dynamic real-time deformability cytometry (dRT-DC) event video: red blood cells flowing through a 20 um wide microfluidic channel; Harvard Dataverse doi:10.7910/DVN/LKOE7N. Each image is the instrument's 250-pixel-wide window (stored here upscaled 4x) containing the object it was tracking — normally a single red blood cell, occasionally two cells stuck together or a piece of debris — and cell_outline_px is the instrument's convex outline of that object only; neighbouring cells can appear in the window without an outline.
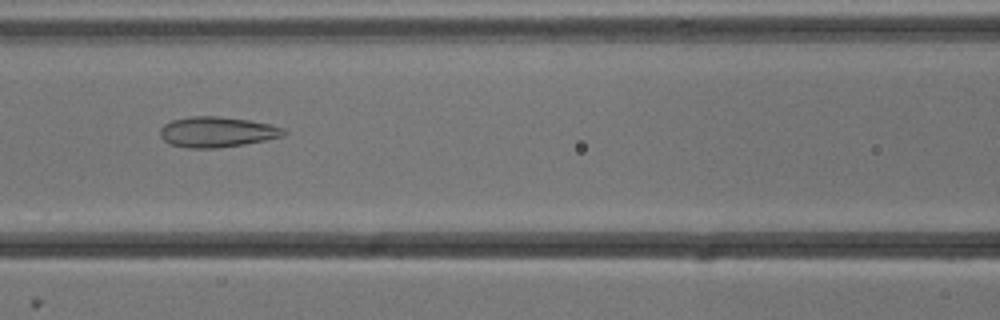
{"species": "common noctule bat (a hibernating species)", "species_latin": "Nyctalus noctula", "temperature_condition": "cold", "stored_images_in_passage": 53, "camera_frame_rate_fps": 3000, "um_per_image_px": 0.085, "animal": {"sex": "male", "body_mass_g": 13.3}, "frame": {"image": 1, "passage_image": 23, "time_ms": 7.333, "image_size_px": [1000, 320], "cell_outline_px": [[288, 132], [284, 136], [244, 144], [216, 148], [188, 148], [168, 144], [160, 136], [160, 128], [164, 124], [172, 120], [192, 116], [220, 116], [248, 120], [272, 124], [284, 128]], "centroid_in_image_um": [18.45, 11.21], "position_along_channel_um": 148.2, "area_um2": 22.08}}
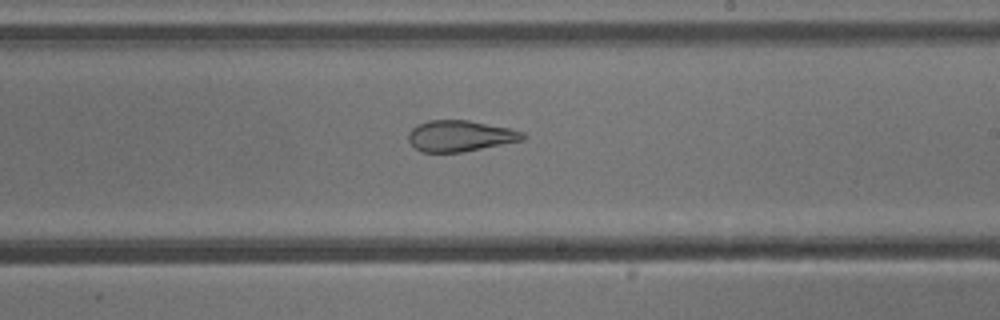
{"frame": {"image": 2, "passage_image": 31, "time_ms": 10.0, "image_size_px": [1000, 320], "cell_outline_px": [[528, 136], [524, 140], [464, 152], [420, 152], [408, 140], [408, 132], [416, 124], [428, 120], [468, 120], [508, 128], [524, 132]], "centroid_in_image_um": [39.11, 11.55], "position_along_channel_um": 249.9, "area_um2": 20.87}}
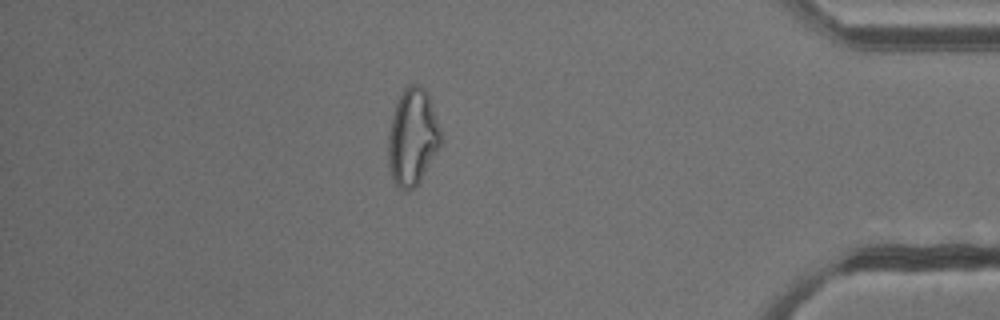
{"frame": {"image": 3, "passage_image": 46, "time_ms": 15.0, "image_size_px": [1000, 320], "cell_outline_px": [[444, 140], [440, 148], [420, 180], [408, 192], [404, 192], [396, 184], [392, 176], [388, 164], [388, 136], [392, 116], [396, 104], [404, 88], [408, 84], [420, 84], [424, 88], [428, 96], [440, 128]], "centroid_in_image_um": [35.08, 11.66], "position_along_channel_um": 400.1, "area_um2": 29.65}, "authors_computed_cell_mechanics": {"area_um2": 27.9752, "velocity_mm_per_s": 3.8257, "shape_relaxation_time_tau1_ms": null, "shape_relaxation_time_tau2_ms": 1.6973, "deformation_change_tau1": null, "deformation_change_tau2": 0.0935}}